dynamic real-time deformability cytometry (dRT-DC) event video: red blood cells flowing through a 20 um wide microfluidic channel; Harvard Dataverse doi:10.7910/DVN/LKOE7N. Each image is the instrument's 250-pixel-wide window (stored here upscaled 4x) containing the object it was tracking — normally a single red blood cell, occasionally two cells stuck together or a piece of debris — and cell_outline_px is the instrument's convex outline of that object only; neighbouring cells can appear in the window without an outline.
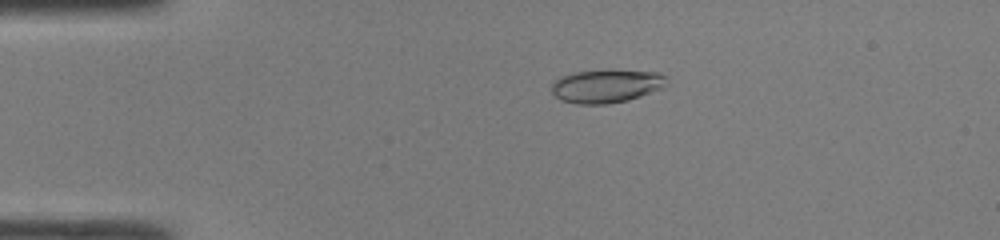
{"species": "common noctule bat (a hibernating species)", "species_latin": "Nyctalus noctula", "temperature_condition": "room temperature", "stored_images_in_passage": 47, "camera_frame_rate_fps": 3000, "um_per_image_px": 0.085, "animal": {"sex": "male", "body_mass_g": 19.0, "forearm_length_mm": 50.8}, "frame": {"image": 1, "passage_image": 10, "time_ms": 3.0, "image_size_px": [1000, 240], "cell_outline_px": [[668, 76], [664, 88], [628, 100], [608, 104], [576, 104], [560, 100], [552, 92], [552, 84], [560, 76], [576, 72], [660, 72]], "centroid_in_image_um": [51.55, 7.35], "position_along_channel_um": 33.5, "area_um2": 21.79}}
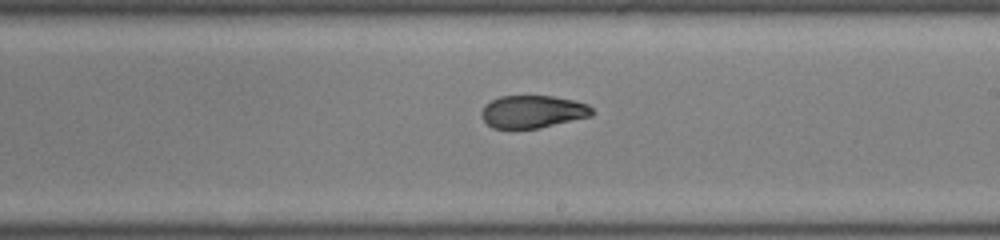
{"frame": {"image": 2, "passage_image": 28, "time_ms": 9.0, "image_size_px": [1000, 240], "cell_outline_px": [[596, 112], [592, 116], [540, 128], [492, 128], [480, 116], [480, 112], [484, 104], [500, 96], [552, 96], [572, 100], [588, 104]], "centroid_in_image_um": [45.29, 9.49], "position_along_channel_um": 243.7, "area_um2": 21.15}}
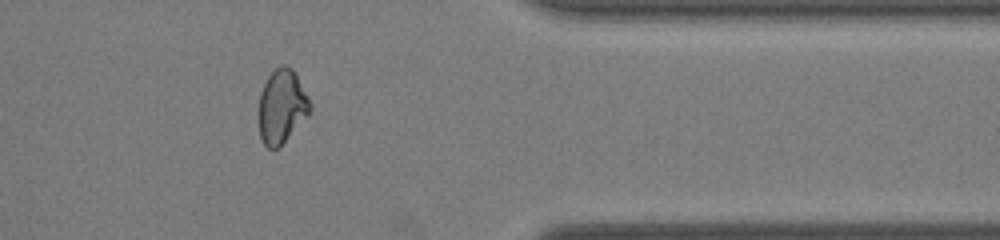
{"frame": {"image": 3, "passage_image": 39, "time_ms": 12.667, "image_size_px": [1000, 240], "cell_outline_px": [[312, 112], [280, 148], [268, 148], [260, 140], [256, 112], [260, 92], [268, 76], [280, 64], [284, 64], [292, 68], [308, 96], [312, 104]], "centroid_in_image_um": [23.93, 9.09], "position_along_channel_um": 387.5, "area_um2": 22.95}, "authors_computed_cell_mechanics": {"area_um2": 22.6576, "velocity_mm_per_s": 4.3086, "shape_relaxation_time_tau1_ms": null, "shape_relaxation_time_tau2_ms": 1.8292, "deformation_change_tau1": null, "deformation_change_tau2": 0.0609}}